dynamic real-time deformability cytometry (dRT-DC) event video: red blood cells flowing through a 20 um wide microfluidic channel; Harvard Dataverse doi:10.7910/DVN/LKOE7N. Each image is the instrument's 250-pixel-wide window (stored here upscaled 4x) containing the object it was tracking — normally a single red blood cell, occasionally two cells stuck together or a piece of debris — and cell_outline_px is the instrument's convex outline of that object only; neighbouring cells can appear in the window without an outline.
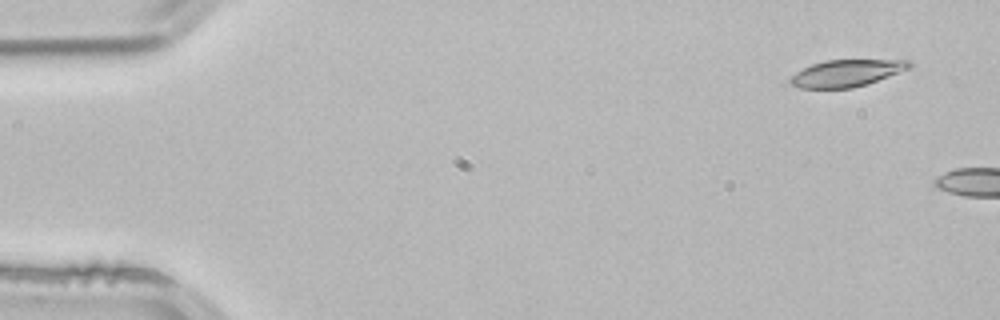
{"species": "common noctule bat (a hibernating species)", "species_latin": "Nyctalus noctula", "temperature_condition": "room temperature", "stored_images_in_passage": 2, "segment_of_instrument_passage": [2, 2], "camera_frame_rate_fps": 3000, "um_per_image_px": 0.085, "animal": {"sex": "male", "body_mass_g": 21.5, "forearm_length_mm": 52.0}, "frame": {"image": 1, "passage_image": 2, "time_ms": 0.333, "image_size_px": [1000, 320], "cell_outline_px": [[912, 68], [852, 88], [800, 88], [792, 84], [788, 80], [796, 72], [812, 64], [824, 60], [912, 60]], "centroid_in_image_um": [71.97, 6.2], "position_along_channel_um": 13.0, "area_um2": 18.44}}